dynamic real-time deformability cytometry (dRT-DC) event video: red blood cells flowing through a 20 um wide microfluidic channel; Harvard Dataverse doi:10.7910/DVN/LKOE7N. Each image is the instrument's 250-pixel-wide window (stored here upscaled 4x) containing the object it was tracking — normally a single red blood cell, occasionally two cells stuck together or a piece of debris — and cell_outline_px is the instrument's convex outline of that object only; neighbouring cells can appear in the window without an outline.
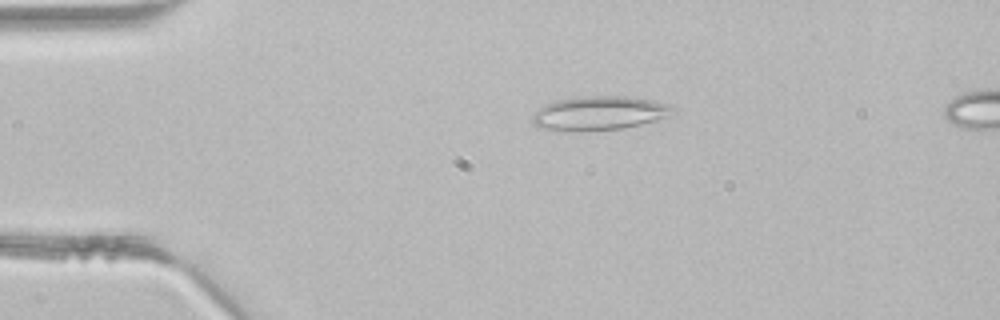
{"species": "common noctule bat (a hibernating species)", "species_latin": "Nyctalus noctula", "temperature_condition": "room temperature", "stored_images_in_passage": 4, "camera_frame_rate_fps": 3000, "um_per_image_px": 0.085, "animal": {"sex": "male", "body_mass_g": 21.5, "forearm_length_mm": 52.0}, "frame": {"image": 1, "passage_image": 2, "time_ms": 0.333, "image_size_px": [1000, 320], "cell_outline_px": [[676, 112], [656, 120], [624, 128], [580, 132], [572, 132], [540, 128], [532, 124], [532, 116], [544, 104], [556, 100], [580, 96], [628, 96], [672, 104], [676, 108]], "centroid_in_image_um": [50.93, 9.62], "position_along_channel_um": 34.1, "area_um2": 28.21}}